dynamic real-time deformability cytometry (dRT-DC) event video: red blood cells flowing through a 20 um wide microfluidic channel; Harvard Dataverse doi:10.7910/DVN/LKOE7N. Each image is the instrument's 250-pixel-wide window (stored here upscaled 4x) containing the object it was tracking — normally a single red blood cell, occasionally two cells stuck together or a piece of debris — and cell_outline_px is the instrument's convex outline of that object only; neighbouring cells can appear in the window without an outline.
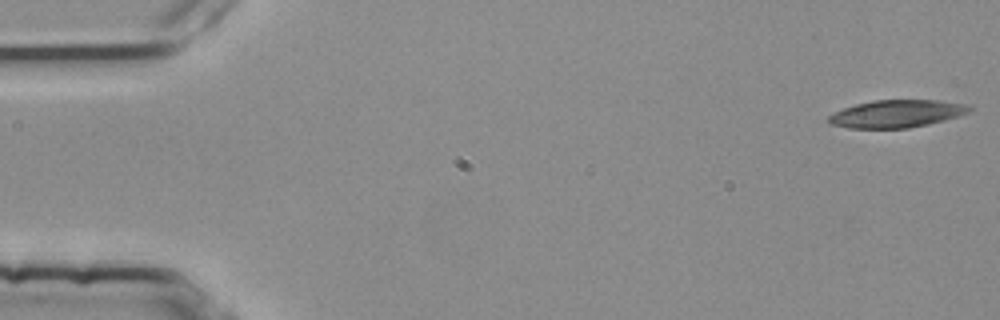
{"species": "common noctule bat (a hibernating species)", "species_latin": "Nyctalus noctula", "temperature_condition": "room temperature", "stored_images_in_passage": 3, "camera_frame_rate_fps": 3000, "um_per_image_px": 0.085, "animal": {"sex": "female", "body_mass_g": 25.1}, "frame": {"image": 1, "passage_image": 1, "time_ms": 0.0, "image_size_px": [1000, 320], "cell_outline_px": [[972, 112], [944, 120], [928, 124], [908, 128], [848, 128], [828, 124], [828, 116], [832, 112], [856, 104], [872, 100], [940, 100], [964, 104], [972, 108]], "centroid_in_image_um": [76.19, 9.67], "position_along_channel_um": 8.8, "area_um2": 22.72}}
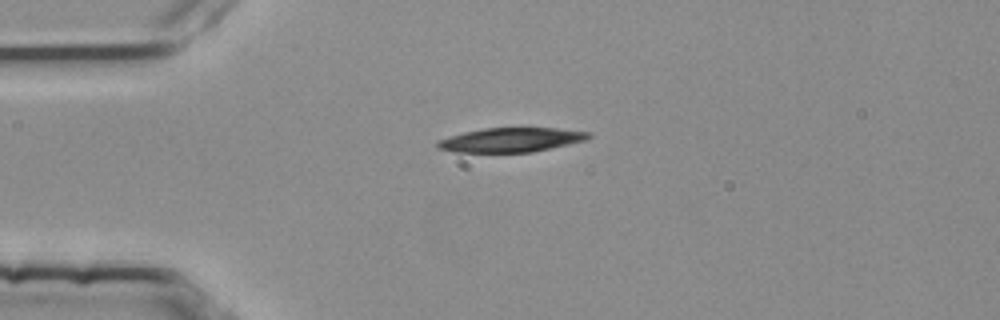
{"frame": {"image": 2, "passage_image": 3, "time_ms": 0.667, "image_size_px": [1000, 320], "cell_outline_px": [[592, 136], [584, 140], [568, 144], [532, 152], [456, 152], [440, 148], [436, 144], [436, 140], [464, 132], [484, 128], [556, 128], [592, 132]], "centroid_in_image_um": [43.44, 11.88], "position_along_channel_um": 41.6, "area_um2": 21.21}}